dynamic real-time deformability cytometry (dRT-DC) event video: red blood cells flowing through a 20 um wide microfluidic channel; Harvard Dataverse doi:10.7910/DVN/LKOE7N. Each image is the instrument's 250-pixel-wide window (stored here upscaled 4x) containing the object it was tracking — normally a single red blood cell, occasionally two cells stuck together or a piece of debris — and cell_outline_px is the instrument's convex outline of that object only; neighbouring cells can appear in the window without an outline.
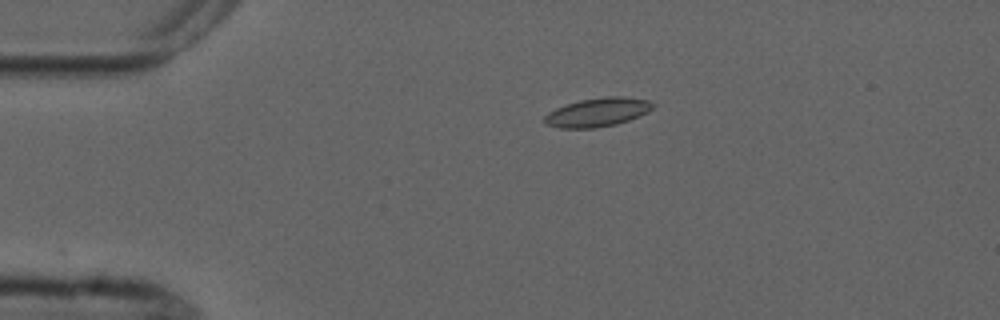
{"species": "common noctule bat (a hibernating species)", "species_latin": "Nyctalus noctula", "temperature_condition": "cold", "stored_images_in_passage": 10, "camera_frame_rate_fps": 3000, "um_per_image_px": 0.085, "animal": {"sex": "male", "forearm_length_mm": 52.5}, "frame": {"image": 1, "passage_image": 3, "time_ms": 2.667, "image_size_px": [1000, 320], "cell_outline_px": [[656, 104], [648, 112], [628, 120], [616, 124], [596, 128], [560, 128], [548, 124], [544, 120], [544, 116], [548, 112], [556, 108], [580, 100], [604, 96], [620, 96], [648, 100]], "centroid_in_image_um": [50.81, 9.53], "position_along_channel_um": 34.2, "area_um2": 18.03}}
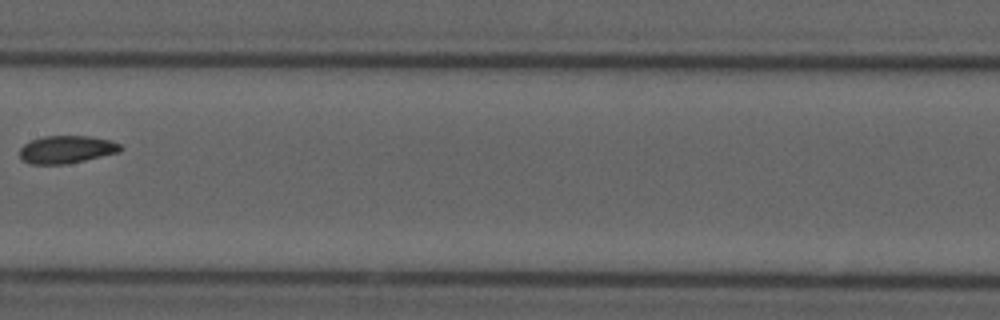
{"frame": {"image": 2, "passage_image": 7, "time_ms": 8.333, "image_size_px": [1000, 320], "cell_outline_px": [[124, 148], [120, 152], [68, 164], [28, 164], [20, 160], [20, 148], [24, 144], [32, 140], [44, 136], [88, 136], [112, 140], [120, 144]], "centroid_in_image_um": [5.66, 12.71], "position_along_channel_um": 201.7, "area_um2": 16.47}}
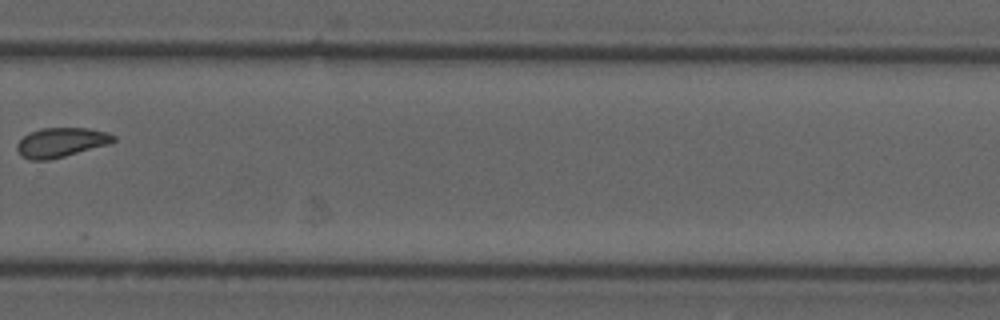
{"frame": {"image": 3, "passage_image": 10, "time_ms": 11.667, "image_size_px": [1000, 320], "cell_outline_px": [[116, 140], [108, 144], [64, 156], [48, 160], [28, 160], [20, 156], [16, 148], [16, 144], [28, 132], [40, 128], [88, 128], [104, 132], [116, 136]], "centroid_in_image_um": [5.13, 12.1], "position_along_channel_um": 324.7, "area_um2": 16.53}}